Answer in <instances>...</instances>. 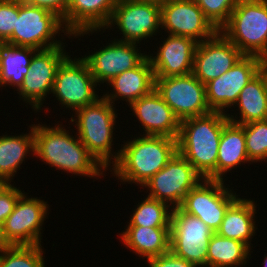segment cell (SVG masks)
<instances>
[{"mask_svg":"<svg viewBox=\"0 0 267 267\" xmlns=\"http://www.w3.org/2000/svg\"><path fill=\"white\" fill-rule=\"evenodd\" d=\"M108 83L113 87V94L107 92L103 97L113 105L122 98L129 106L132 102L148 95L155 88V78L149 58L146 57L137 67L113 77Z\"/></svg>","mask_w":267,"mask_h":267,"instance_id":"cell-22","label":"cell"},{"mask_svg":"<svg viewBox=\"0 0 267 267\" xmlns=\"http://www.w3.org/2000/svg\"><path fill=\"white\" fill-rule=\"evenodd\" d=\"M241 162L251 163L247 156L243 125L228 121L224 125L218 147L216 180L223 181V175L241 166Z\"/></svg>","mask_w":267,"mask_h":267,"instance_id":"cell-26","label":"cell"},{"mask_svg":"<svg viewBox=\"0 0 267 267\" xmlns=\"http://www.w3.org/2000/svg\"><path fill=\"white\" fill-rule=\"evenodd\" d=\"M19 197L13 212L4 222L6 237L13 246L41 245V228L47 217V202L37 197Z\"/></svg>","mask_w":267,"mask_h":267,"instance_id":"cell-16","label":"cell"},{"mask_svg":"<svg viewBox=\"0 0 267 267\" xmlns=\"http://www.w3.org/2000/svg\"><path fill=\"white\" fill-rule=\"evenodd\" d=\"M157 54L147 57L153 68L154 77L183 76L192 73L194 53L198 42L184 36L168 34L161 41Z\"/></svg>","mask_w":267,"mask_h":267,"instance_id":"cell-19","label":"cell"},{"mask_svg":"<svg viewBox=\"0 0 267 267\" xmlns=\"http://www.w3.org/2000/svg\"><path fill=\"white\" fill-rule=\"evenodd\" d=\"M137 1L154 2V3H157L159 5H162V4L166 3L168 0H137Z\"/></svg>","mask_w":267,"mask_h":267,"instance_id":"cell-40","label":"cell"},{"mask_svg":"<svg viewBox=\"0 0 267 267\" xmlns=\"http://www.w3.org/2000/svg\"><path fill=\"white\" fill-rule=\"evenodd\" d=\"M14 184L0 196V224L3 225L8 216L13 212L14 207L23 194Z\"/></svg>","mask_w":267,"mask_h":267,"instance_id":"cell-35","label":"cell"},{"mask_svg":"<svg viewBox=\"0 0 267 267\" xmlns=\"http://www.w3.org/2000/svg\"><path fill=\"white\" fill-rule=\"evenodd\" d=\"M4 44V42L2 40H0V50H1V46Z\"/></svg>","mask_w":267,"mask_h":267,"instance_id":"cell-42","label":"cell"},{"mask_svg":"<svg viewBox=\"0 0 267 267\" xmlns=\"http://www.w3.org/2000/svg\"><path fill=\"white\" fill-rule=\"evenodd\" d=\"M34 124V155L43 162L81 176L98 178L106 169L82 144L77 134L75 137L64 126ZM64 128V129H63ZM77 137V138H76ZM102 170V171H101Z\"/></svg>","mask_w":267,"mask_h":267,"instance_id":"cell-1","label":"cell"},{"mask_svg":"<svg viewBox=\"0 0 267 267\" xmlns=\"http://www.w3.org/2000/svg\"><path fill=\"white\" fill-rule=\"evenodd\" d=\"M204 15L219 30L229 19L238 0H194Z\"/></svg>","mask_w":267,"mask_h":267,"instance_id":"cell-33","label":"cell"},{"mask_svg":"<svg viewBox=\"0 0 267 267\" xmlns=\"http://www.w3.org/2000/svg\"><path fill=\"white\" fill-rule=\"evenodd\" d=\"M203 179L192 164L177 152L143 186L149 190L147 197L169 203L174 208L179 207L188 192Z\"/></svg>","mask_w":267,"mask_h":267,"instance_id":"cell-8","label":"cell"},{"mask_svg":"<svg viewBox=\"0 0 267 267\" xmlns=\"http://www.w3.org/2000/svg\"><path fill=\"white\" fill-rule=\"evenodd\" d=\"M149 267H197L184 258L176 256L171 251L147 259Z\"/></svg>","mask_w":267,"mask_h":267,"instance_id":"cell-36","label":"cell"},{"mask_svg":"<svg viewBox=\"0 0 267 267\" xmlns=\"http://www.w3.org/2000/svg\"><path fill=\"white\" fill-rule=\"evenodd\" d=\"M228 121L226 113L218 111L180 121L178 152L204 179L216 180L218 147Z\"/></svg>","mask_w":267,"mask_h":267,"instance_id":"cell-2","label":"cell"},{"mask_svg":"<svg viewBox=\"0 0 267 267\" xmlns=\"http://www.w3.org/2000/svg\"><path fill=\"white\" fill-rule=\"evenodd\" d=\"M129 106L143 126V135L178 138L180 120L155 88Z\"/></svg>","mask_w":267,"mask_h":267,"instance_id":"cell-20","label":"cell"},{"mask_svg":"<svg viewBox=\"0 0 267 267\" xmlns=\"http://www.w3.org/2000/svg\"><path fill=\"white\" fill-rule=\"evenodd\" d=\"M219 31L244 55L267 62V0H238Z\"/></svg>","mask_w":267,"mask_h":267,"instance_id":"cell-5","label":"cell"},{"mask_svg":"<svg viewBox=\"0 0 267 267\" xmlns=\"http://www.w3.org/2000/svg\"><path fill=\"white\" fill-rule=\"evenodd\" d=\"M112 174L123 183L142 186L178 152L177 139L167 136L142 135L125 142Z\"/></svg>","mask_w":267,"mask_h":267,"instance_id":"cell-3","label":"cell"},{"mask_svg":"<svg viewBox=\"0 0 267 267\" xmlns=\"http://www.w3.org/2000/svg\"><path fill=\"white\" fill-rule=\"evenodd\" d=\"M214 234L202 220L174 207L170 225V251L176 256L207 267V247Z\"/></svg>","mask_w":267,"mask_h":267,"instance_id":"cell-9","label":"cell"},{"mask_svg":"<svg viewBox=\"0 0 267 267\" xmlns=\"http://www.w3.org/2000/svg\"><path fill=\"white\" fill-rule=\"evenodd\" d=\"M96 86L87 62L68 55L57 69L51 93L61 105L76 111L100 98L95 91Z\"/></svg>","mask_w":267,"mask_h":267,"instance_id":"cell-7","label":"cell"},{"mask_svg":"<svg viewBox=\"0 0 267 267\" xmlns=\"http://www.w3.org/2000/svg\"><path fill=\"white\" fill-rule=\"evenodd\" d=\"M172 210L166 202L146 197L137 204L126 226L170 227Z\"/></svg>","mask_w":267,"mask_h":267,"instance_id":"cell-30","label":"cell"},{"mask_svg":"<svg viewBox=\"0 0 267 267\" xmlns=\"http://www.w3.org/2000/svg\"><path fill=\"white\" fill-rule=\"evenodd\" d=\"M31 125L29 133L0 136V175L10 181L17 170L21 169L20 165L25 161L27 154L33 152L34 155V125Z\"/></svg>","mask_w":267,"mask_h":267,"instance_id":"cell-27","label":"cell"},{"mask_svg":"<svg viewBox=\"0 0 267 267\" xmlns=\"http://www.w3.org/2000/svg\"><path fill=\"white\" fill-rule=\"evenodd\" d=\"M160 6L161 28L167 30L166 33L200 43L219 31L194 0H168Z\"/></svg>","mask_w":267,"mask_h":267,"instance_id":"cell-15","label":"cell"},{"mask_svg":"<svg viewBox=\"0 0 267 267\" xmlns=\"http://www.w3.org/2000/svg\"><path fill=\"white\" fill-rule=\"evenodd\" d=\"M247 156L253 163L267 162V120L243 124Z\"/></svg>","mask_w":267,"mask_h":267,"instance_id":"cell-32","label":"cell"},{"mask_svg":"<svg viewBox=\"0 0 267 267\" xmlns=\"http://www.w3.org/2000/svg\"><path fill=\"white\" fill-rule=\"evenodd\" d=\"M13 245L5 234L4 225L0 224V254L10 249Z\"/></svg>","mask_w":267,"mask_h":267,"instance_id":"cell-38","label":"cell"},{"mask_svg":"<svg viewBox=\"0 0 267 267\" xmlns=\"http://www.w3.org/2000/svg\"><path fill=\"white\" fill-rule=\"evenodd\" d=\"M113 106L101 96L94 103L76 110V119L73 116L70 119L71 123H76V133L82 144L106 170L111 169L109 166L111 163L113 165L120 155V150L112 152L113 131L117 118Z\"/></svg>","mask_w":267,"mask_h":267,"instance_id":"cell-4","label":"cell"},{"mask_svg":"<svg viewBox=\"0 0 267 267\" xmlns=\"http://www.w3.org/2000/svg\"><path fill=\"white\" fill-rule=\"evenodd\" d=\"M235 106L240 110V119L226 113L231 122L243 125L267 120V64L241 90Z\"/></svg>","mask_w":267,"mask_h":267,"instance_id":"cell-23","label":"cell"},{"mask_svg":"<svg viewBox=\"0 0 267 267\" xmlns=\"http://www.w3.org/2000/svg\"><path fill=\"white\" fill-rule=\"evenodd\" d=\"M118 0H69L62 19L74 37L103 30L109 23Z\"/></svg>","mask_w":267,"mask_h":267,"instance_id":"cell-21","label":"cell"},{"mask_svg":"<svg viewBox=\"0 0 267 267\" xmlns=\"http://www.w3.org/2000/svg\"><path fill=\"white\" fill-rule=\"evenodd\" d=\"M18 14L19 0H0V40L4 43L13 34Z\"/></svg>","mask_w":267,"mask_h":267,"instance_id":"cell-34","label":"cell"},{"mask_svg":"<svg viewBox=\"0 0 267 267\" xmlns=\"http://www.w3.org/2000/svg\"><path fill=\"white\" fill-rule=\"evenodd\" d=\"M224 180L203 179L188 192L179 206L184 212L202 220L214 233L219 229L228 208L239 198ZM230 189V190H229Z\"/></svg>","mask_w":267,"mask_h":267,"instance_id":"cell-10","label":"cell"},{"mask_svg":"<svg viewBox=\"0 0 267 267\" xmlns=\"http://www.w3.org/2000/svg\"><path fill=\"white\" fill-rule=\"evenodd\" d=\"M41 245H17L0 254V267H45Z\"/></svg>","mask_w":267,"mask_h":267,"instance_id":"cell-31","label":"cell"},{"mask_svg":"<svg viewBox=\"0 0 267 267\" xmlns=\"http://www.w3.org/2000/svg\"><path fill=\"white\" fill-rule=\"evenodd\" d=\"M120 240L139 257L149 259L170 251V227L127 226Z\"/></svg>","mask_w":267,"mask_h":267,"instance_id":"cell-25","label":"cell"},{"mask_svg":"<svg viewBox=\"0 0 267 267\" xmlns=\"http://www.w3.org/2000/svg\"><path fill=\"white\" fill-rule=\"evenodd\" d=\"M62 18L46 8L34 6L19 0V14L16 16L15 29L5 42L15 46L31 47L36 50L63 45L55 36L62 31L64 35H72L64 29Z\"/></svg>","mask_w":267,"mask_h":267,"instance_id":"cell-6","label":"cell"},{"mask_svg":"<svg viewBox=\"0 0 267 267\" xmlns=\"http://www.w3.org/2000/svg\"><path fill=\"white\" fill-rule=\"evenodd\" d=\"M244 54L220 31L197 44L192 74L203 84L231 69Z\"/></svg>","mask_w":267,"mask_h":267,"instance_id":"cell-17","label":"cell"},{"mask_svg":"<svg viewBox=\"0 0 267 267\" xmlns=\"http://www.w3.org/2000/svg\"><path fill=\"white\" fill-rule=\"evenodd\" d=\"M263 264H264V267H267V255L264 256V262H263Z\"/></svg>","mask_w":267,"mask_h":267,"instance_id":"cell-41","label":"cell"},{"mask_svg":"<svg viewBox=\"0 0 267 267\" xmlns=\"http://www.w3.org/2000/svg\"><path fill=\"white\" fill-rule=\"evenodd\" d=\"M12 186L11 181L0 175V196Z\"/></svg>","mask_w":267,"mask_h":267,"instance_id":"cell-39","label":"cell"},{"mask_svg":"<svg viewBox=\"0 0 267 267\" xmlns=\"http://www.w3.org/2000/svg\"><path fill=\"white\" fill-rule=\"evenodd\" d=\"M251 199L238 198L226 211L216 233L222 237L238 240L251 247V238L257 229L255 223L256 206Z\"/></svg>","mask_w":267,"mask_h":267,"instance_id":"cell-24","label":"cell"},{"mask_svg":"<svg viewBox=\"0 0 267 267\" xmlns=\"http://www.w3.org/2000/svg\"><path fill=\"white\" fill-rule=\"evenodd\" d=\"M25 3L46 8L55 12L62 19L66 15L67 5L69 0H21Z\"/></svg>","mask_w":267,"mask_h":267,"instance_id":"cell-37","label":"cell"},{"mask_svg":"<svg viewBox=\"0 0 267 267\" xmlns=\"http://www.w3.org/2000/svg\"><path fill=\"white\" fill-rule=\"evenodd\" d=\"M114 24L123 35L122 39L116 40L139 44L144 39L156 36L160 31L161 6L154 2L118 0L112 17L103 30L112 29Z\"/></svg>","mask_w":267,"mask_h":267,"instance_id":"cell-11","label":"cell"},{"mask_svg":"<svg viewBox=\"0 0 267 267\" xmlns=\"http://www.w3.org/2000/svg\"><path fill=\"white\" fill-rule=\"evenodd\" d=\"M36 49L4 43L0 50V87L21 86Z\"/></svg>","mask_w":267,"mask_h":267,"instance_id":"cell-28","label":"cell"},{"mask_svg":"<svg viewBox=\"0 0 267 267\" xmlns=\"http://www.w3.org/2000/svg\"><path fill=\"white\" fill-rule=\"evenodd\" d=\"M65 45L36 50L24 76L21 86L16 90L20 98L31 105L34 111L41 110L43 100L51 94L57 69L68 56ZM46 96V97H45Z\"/></svg>","mask_w":267,"mask_h":267,"instance_id":"cell-13","label":"cell"},{"mask_svg":"<svg viewBox=\"0 0 267 267\" xmlns=\"http://www.w3.org/2000/svg\"><path fill=\"white\" fill-rule=\"evenodd\" d=\"M266 64L258 56L244 55L227 72L207 82L205 91L210 110L227 113L226 108L234 107L241 90Z\"/></svg>","mask_w":267,"mask_h":267,"instance_id":"cell-14","label":"cell"},{"mask_svg":"<svg viewBox=\"0 0 267 267\" xmlns=\"http://www.w3.org/2000/svg\"><path fill=\"white\" fill-rule=\"evenodd\" d=\"M154 78L156 91L180 121L211 112L206 100L205 84L192 73Z\"/></svg>","mask_w":267,"mask_h":267,"instance_id":"cell-12","label":"cell"},{"mask_svg":"<svg viewBox=\"0 0 267 267\" xmlns=\"http://www.w3.org/2000/svg\"><path fill=\"white\" fill-rule=\"evenodd\" d=\"M110 42L91 55L82 57L99 86L104 82L108 84L113 77L137 67L147 57V54L139 51L138 43L116 39Z\"/></svg>","mask_w":267,"mask_h":267,"instance_id":"cell-18","label":"cell"},{"mask_svg":"<svg viewBox=\"0 0 267 267\" xmlns=\"http://www.w3.org/2000/svg\"><path fill=\"white\" fill-rule=\"evenodd\" d=\"M245 243L214 233L207 247V267H238L247 264L251 254Z\"/></svg>","mask_w":267,"mask_h":267,"instance_id":"cell-29","label":"cell"}]
</instances>
